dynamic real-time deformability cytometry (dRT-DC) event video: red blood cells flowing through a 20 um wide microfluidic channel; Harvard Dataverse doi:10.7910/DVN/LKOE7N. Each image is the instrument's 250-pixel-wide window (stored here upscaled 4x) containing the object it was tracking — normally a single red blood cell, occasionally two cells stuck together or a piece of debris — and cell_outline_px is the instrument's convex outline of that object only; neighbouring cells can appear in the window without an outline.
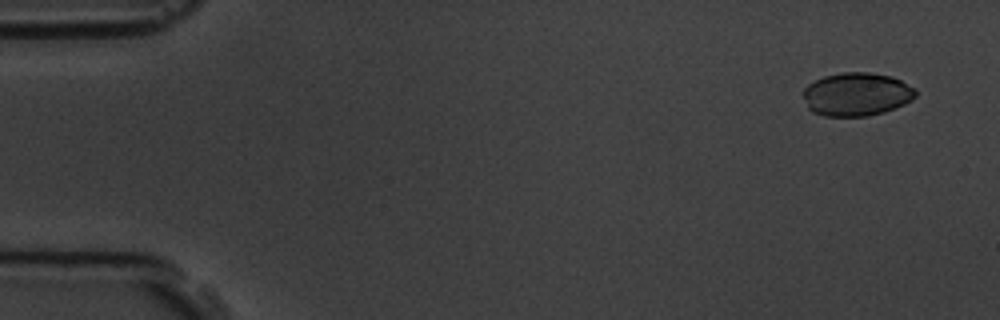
{"species": "common noctule bat (a hibernating species)", "species_latin": "Nyctalus noctula", "temperature_condition": "room temperature", "stored_images_in_passage": 3, "camera_frame_rate_fps": 3000, "um_per_image_px": 0.085, "animal": {"sex": "male", "body_mass_g": 19.5, "forearm_length_mm": 54.6}, "frame": {"image": 1, "passage_image": 1, "time_ms": 0.0, "image_size_px": [1000, 320], "cell_outline_px": [[916, 96], [912, 100], [896, 108], [884, 112], [868, 116], [824, 116], [812, 112], [808, 108], [804, 96], [804, 88], [808, 84], [824, 76], [844, 72], [868, 72], [892, 76], [916, 88]], "centroid_in_image_um": [72.83, 8.01], "position_along_channel_um": 12.2, "area_um2": 28.5}}